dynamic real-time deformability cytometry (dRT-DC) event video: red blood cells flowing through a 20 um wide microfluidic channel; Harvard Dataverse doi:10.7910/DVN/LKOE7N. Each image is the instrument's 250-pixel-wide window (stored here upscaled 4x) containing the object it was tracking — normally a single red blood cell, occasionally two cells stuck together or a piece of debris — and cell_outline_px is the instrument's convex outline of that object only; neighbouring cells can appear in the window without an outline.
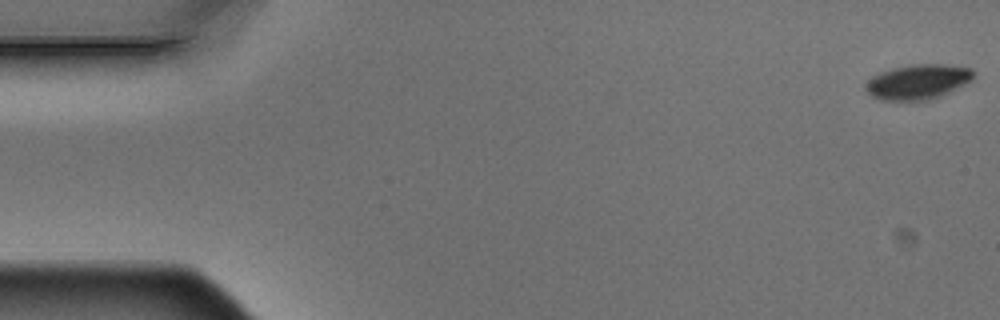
{"species": "Egyptian fruit bat (a non-hibernating species)", "species_latin": "Rousettus aegyptiacus", "temperature_condition": "warm", "stored_images_in_passage": 4, "camera_frame_rate_fps": 3000, "um_per_image_px": 0.085, "animal": {"sex": "male"}, "frame": {"image": 1, "passage_image": 1, "time_ms": 0.0, "image_size_px": [1000, 320], "cell_outline_px": [[972, 80], [940, 96], [928, 100], [880, 100], [872, 96], [864, 88], [864, 84], [872, 76], [880, 72], [892, 68], [912, 64], [944, 64], [972, 68]], "centroid_in_image_um": [77.97, 6.95], "position_along_channel_um": 7.0, "area_um2": 21.85}}
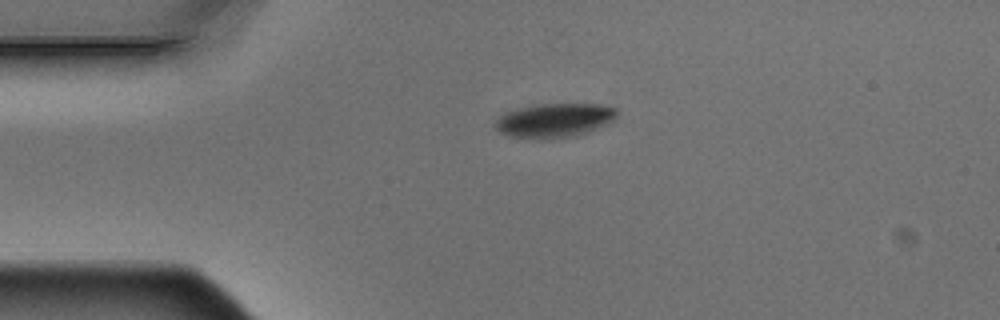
{"frame": {"image": 2, "passage_image": 4, "time_ms": 1.0, "image_size_px": [1000, 320], "cell_outline_px": [[616, 120], [608, 124], [572, 136], [512, 136], [500, 132], [496, 128], [496, 120], [504, 112], [536, 104], [600, 104], [616, 108]], "centroid_in_image_um": [47.17, 10.17], "position_along_channel_um": 37.8, "area_um2": 23.18}}